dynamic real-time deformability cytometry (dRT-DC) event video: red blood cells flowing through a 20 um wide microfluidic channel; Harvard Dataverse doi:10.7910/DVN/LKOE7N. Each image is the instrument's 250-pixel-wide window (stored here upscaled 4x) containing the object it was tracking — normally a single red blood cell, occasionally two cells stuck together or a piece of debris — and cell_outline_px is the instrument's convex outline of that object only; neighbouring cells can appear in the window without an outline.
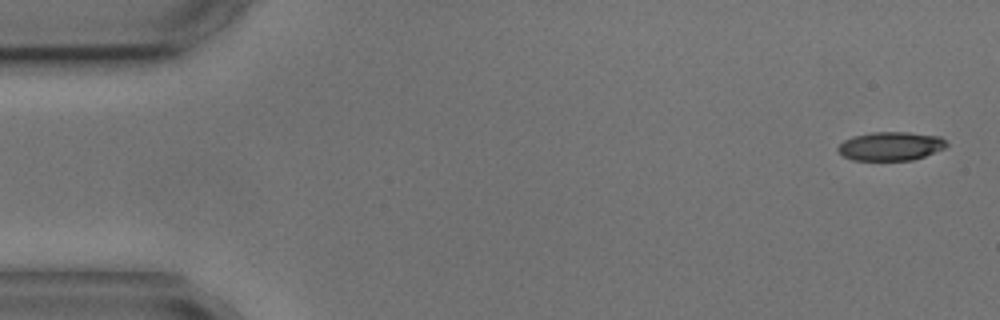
{"species": "common noctule bat (a hibernating species)", "species_latin": "Nyctalus noctula", "temperature_condition": "cold", "stored_images_in_passage": 7, "camera_frame_rate_fps": 3000, "um_per_image_px": 0.085, "animal": {"sex": "male", "body_mass_g": 17.9, "forearm_length_mm": 54.2}, "frame": {"image": 1, "passage_image": 1, "time_ms": 0.0, "image_size_px": [1000, 320], "cell_outline_px": [[948, 144], [944, 148], [924, 156], [912, 160], [852, 160], [844, 156], [836, 148], [844, 140], [852, 136], [872, 132], [908, 132], [940, 136]], "centroid_in_image_um": [75.69, 12.41], "position_along_channel_um": 9.3, "area_um2": 18.09}}